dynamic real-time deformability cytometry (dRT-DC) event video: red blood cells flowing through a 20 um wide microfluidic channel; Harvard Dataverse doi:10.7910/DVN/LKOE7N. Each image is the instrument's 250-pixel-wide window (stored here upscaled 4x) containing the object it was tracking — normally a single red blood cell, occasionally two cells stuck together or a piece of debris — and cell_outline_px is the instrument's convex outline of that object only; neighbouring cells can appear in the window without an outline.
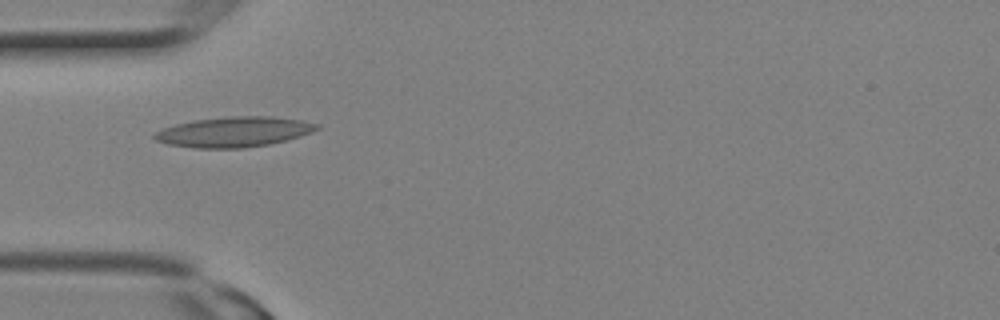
{"species": "Egyptian fruit bat (a non-hibernating species)", "species_latin": "Rousettus aegyptiacus", "temperature_condition": "room temperature", "stored_images_in_passage": 2, "camera_frame_rate_fps": 3000, "um_per_image_px": 0.085, "animal": {"sex": "female"}, "frame": {"image": 1, "passage_image": 2, "time_ms": 0.333, "image_size_px": [1000, 320], "cell_outline_px": [[320, 128], [312, 132], [300, 136], [268, 144], [244, 148], [196, 148], [168, 144], [156, 140], [152, 136], [156, 132], [164, 128], [176, 124], [196, 120], [232, 116], [272, 116], [300, 120], [320, 124]], "centroid_in_image_um": [19.91, 11.21], "position_along_channel_um": 65.1, "area_um2": 28.32}}